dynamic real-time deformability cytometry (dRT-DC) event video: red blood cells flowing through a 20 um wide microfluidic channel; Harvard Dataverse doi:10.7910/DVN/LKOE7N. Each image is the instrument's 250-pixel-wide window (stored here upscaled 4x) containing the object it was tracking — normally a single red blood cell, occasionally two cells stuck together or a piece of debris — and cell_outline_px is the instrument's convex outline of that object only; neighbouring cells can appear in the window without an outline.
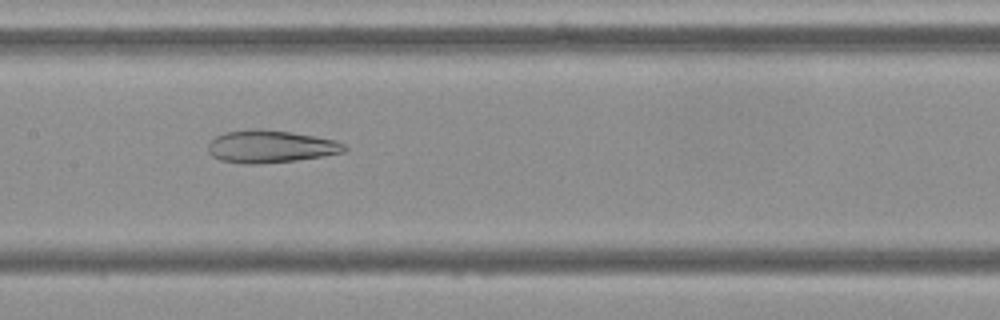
{"species": "Egyptian fruit bat (a non-hibernating species)", "species_latin": "Rousettus aegyptiacus", "temperature_condition": "cold", "stored_images_in_passage": 54, "camera_frame_rate_fps": 3000, "um_per_image_px": 0.085, "frame": {"image": 1, "passage_image": 26, "time_ms": 8.333, "image_size_px": [1000, 320], "cell_outline_px": [[348, 148], [344, 152], [324, 156], [296, 160], [260, 164], [244, 164], [220, 160], [212, 156], [208, 152], [208, 144], [216, 136], [224, 132], [252, 128], [260, 128], [292, 132], [336, 140], [344, 144]], "centroid_in_image_um": [22.98, 12.45], "position_along_channel_um": 184.4, "area_um2": 26.07}}
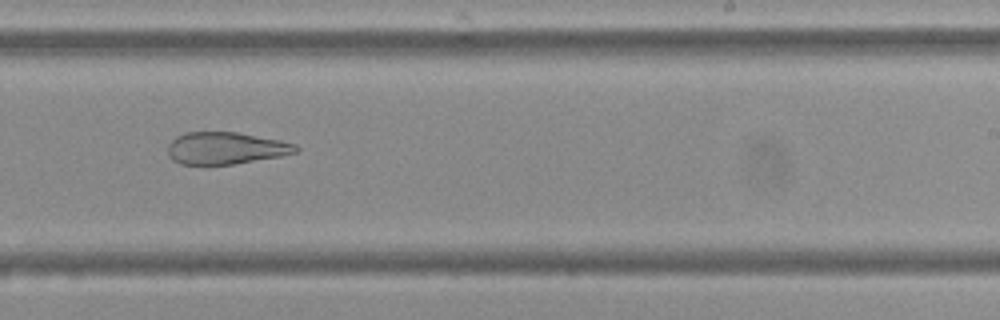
{"frame": {"image": 2, "passage_image": 33, "time_ms": 10.667, "image_size_px": [1000, 320], "cell_outline_px": [[300, 148], [296, 152], [280, 156], [232, 164], [180, 164], [172, 160], [168, 152], [168, 144], [176, 136], [184, 132], [236, 132], [280, 140], [296, 144]], "centroid_in_image_um": [19.17, 12.58], "position_along_channel_um": 269.8, "area_um2": 23.81}}
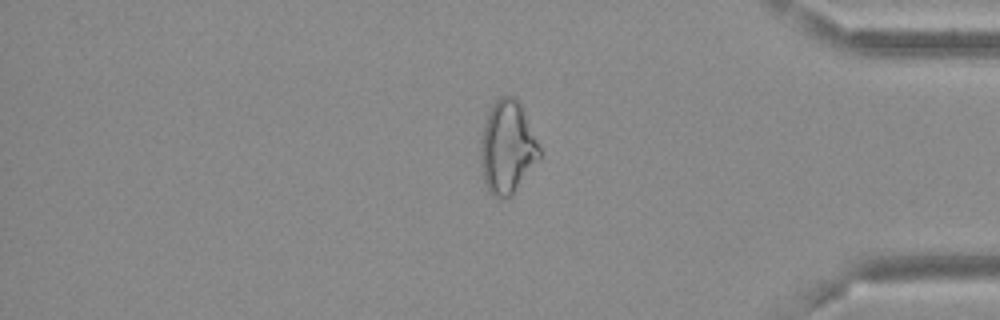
{"frame": {"image": 3, "passage_image": 45, "time_ms": 14.667, "image_size_px": [1000, 320], "cell_outline_px": [[540, 160], [512, 196], [504, 200], [500, 200], [492, 196], [484, 180], [480, 160], [480, 152], [484, 128], [488, 112], [496, 100], [500, 96], [516, 96], [524, 112], [540, 148]], "centroid_in_image_um": [43.14, 12.58], "position_along_channel_um": 392.1, "area_um2": 31.85}}